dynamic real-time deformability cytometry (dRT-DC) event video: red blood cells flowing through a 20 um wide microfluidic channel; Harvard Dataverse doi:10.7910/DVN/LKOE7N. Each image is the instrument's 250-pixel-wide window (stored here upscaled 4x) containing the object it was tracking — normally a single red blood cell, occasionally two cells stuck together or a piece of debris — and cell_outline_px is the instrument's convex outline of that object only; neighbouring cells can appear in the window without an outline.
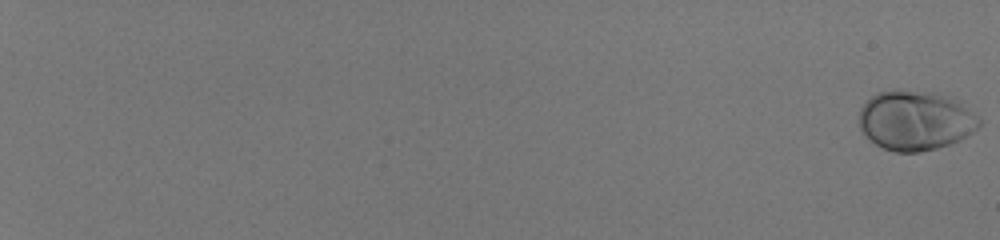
{"species": "human", "species_latin": "Homo sapiens", "temperature_condition": "room temperature", "stored_images_in_passage": 15, "camera_frame_rate_fps": 3000, "um_per_image_px": 0.085, "donor": {"sex": "male"}, "frame": {"image": 1, "passage_image": 1, "time_ms": 0.0, "image_size_px": [1000, 240], "cell_outline_px": [[980, 124], [968, 136], [952, 144], [920, 152], [896, 152], [884, 148], [876, 144], [864, 136], [860, 128], [860, 108], [876, 92], [940, 92], [960, 100], [980, 120]], "centroid_in_image_um": [77.84, 10.26], "position_along_channel_um": 7.2, "area_um2": 41.56}}